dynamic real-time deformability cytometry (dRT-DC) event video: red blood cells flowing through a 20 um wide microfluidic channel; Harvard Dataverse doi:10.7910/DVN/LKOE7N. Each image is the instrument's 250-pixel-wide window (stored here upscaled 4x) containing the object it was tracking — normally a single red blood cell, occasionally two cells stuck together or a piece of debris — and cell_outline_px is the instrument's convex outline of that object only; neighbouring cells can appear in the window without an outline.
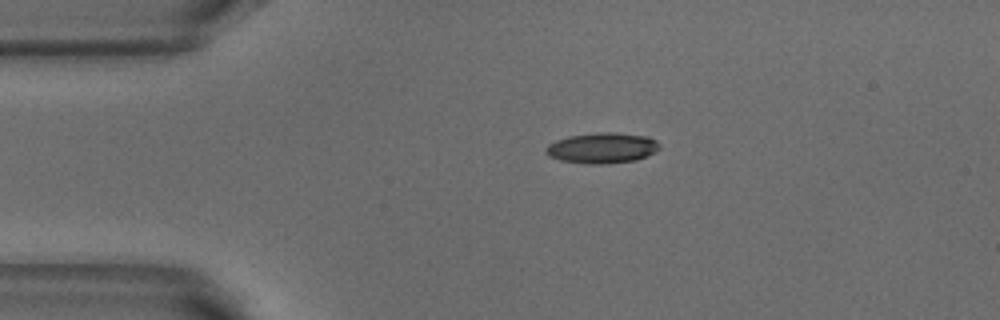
{"species": "common noctule bat (a hibernating species)", "species_latin": "Nyctalus noctula", "temperature_condition": "warm", "stored_images_in_passage": 43, "camera_frame_rate_fps": 3000, "um_per_image_px": 0.085, "animal": {"sex": "male", "body_mass_g": 18.8}, "frame": {"image": 1, "passage_image": 1, "time_ms": 0.0, "image_size_px": [1000, 320], "cell_outline_px": [[660, 148], [656, 152], [636, 160], [604, 164], [588, 164], [560, 160], [548, 156], [544, 152], [544, 148], [548, 144], [556, 140], [568, 136], [600, 132], [616, 132], [648, 136], [656, 140], [660, 144]], "centroid_in_image_um": [51.18, 12.57], "position_along_channel_um": 33.8, "area_um2": 20.52}}
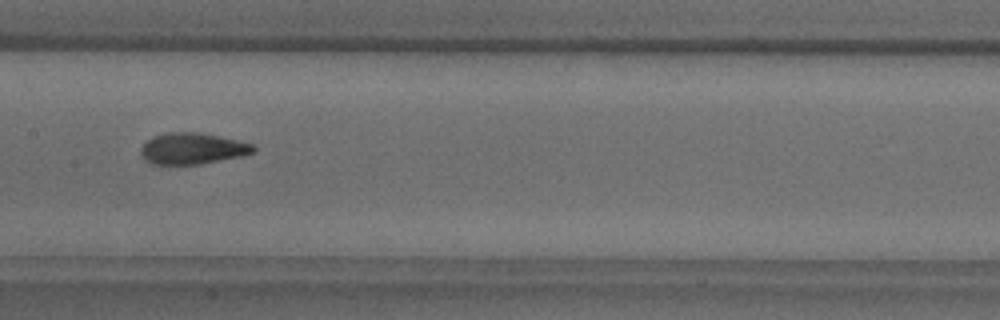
{"frame": {"image": 2, "passage_image": 16, "time_ms": 5.0, "image_size_px": [1000, 320], "cell_outline_px": [[256, 148], [252, 152], [244, 156], [200, 164], [152, 164], [140, 152], [140, 148], [152, 136], [168, 132], [196, 132], [236, 140], [252, 144]], "centroid_in_image_um": [16.36, 12.63], "position_along_channel_um": 191.0, "area_um2": 20.23}}
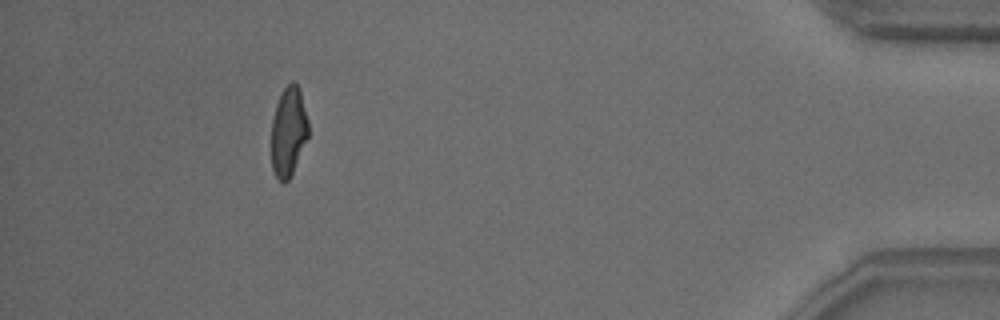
{"frame": {"image": 3, "passage_image": 38, "time_ms": 12.333, "image_size_px": [1000, 320], "cell_outline_px": [[308, 136], [292, 172], [288, 180], [284, 184], [276, 176], [272, 168], [272, 120], [276, 104], [284, 88], [292, 80], [300, 88], [308, 120]], "centroid_in_image_um": [24.52, 11.16], "position_along_channel_um": 410.7, "area_um2": 19.02}, "authors_computed_cell_mechanics": {"area_um2": 20.1722, "velocity_mm_per_s": 3.8418, "shape_relaxation_time_tau1_ms": 6.1159, "shape_relaxation_time_tau2_ms": 2.3587, "deformation_change_tau1": 0.1931, "deformation_change_tau2": 0.0893}}